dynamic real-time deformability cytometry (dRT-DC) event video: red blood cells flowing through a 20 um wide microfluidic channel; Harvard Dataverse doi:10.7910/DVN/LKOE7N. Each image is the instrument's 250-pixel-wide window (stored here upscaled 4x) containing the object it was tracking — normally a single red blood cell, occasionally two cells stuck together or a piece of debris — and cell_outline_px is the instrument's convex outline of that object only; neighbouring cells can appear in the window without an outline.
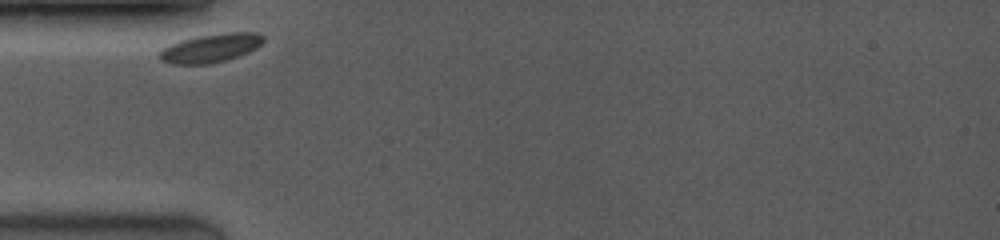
{"species": "common noctule bat (a hibernating species)", "species_latin": "Nyctalus noctula", "temperature_condition": "room temperature", "stored_images_in_passage": 2, "camera_frame_rate_fps": 3500, "um_per_image_px": 0.085, "animal": {"sex": "female", "body_mass_g": 19.0, "forearm_length_mm": 53.3}, "frame": {"image": 1, "passage_image": 1, "time_ms": 0.0, "image_size_px": [1000, 240], "cell_outline_px": [[264, 40], [256, 48], [248, 52], [224, 60], [208, 64], [172, 64], [160, 60], [160, 52], [164, 48], [180, 40], [196, 36], [224, 32], [256, 32], [264, 36]], "centroid_in_image_um": [17.92, 4.07], "position_along_channel_um": 67.1, "area_um2": 17.17}}